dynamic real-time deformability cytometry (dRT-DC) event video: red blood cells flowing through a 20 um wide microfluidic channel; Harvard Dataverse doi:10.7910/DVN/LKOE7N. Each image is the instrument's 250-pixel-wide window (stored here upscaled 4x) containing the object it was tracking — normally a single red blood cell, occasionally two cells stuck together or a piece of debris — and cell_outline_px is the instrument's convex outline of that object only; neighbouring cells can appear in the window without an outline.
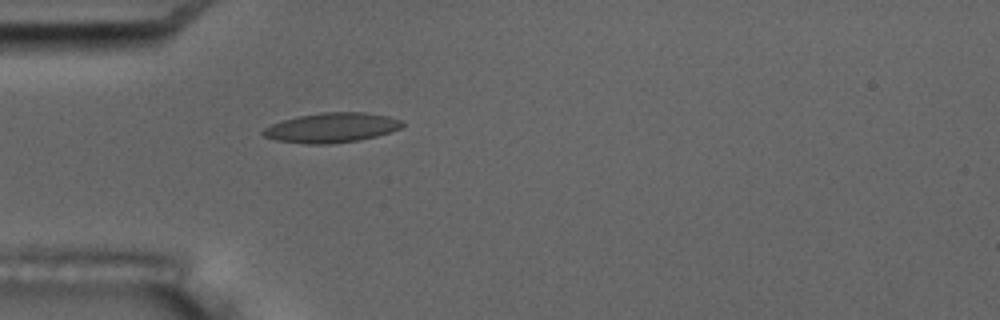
{"species": "common noctule bat (a hibernating species)", "species_latin": "Nyctalus noctula", "temperature_condition": "room temperature", "stored_images_in_passage": 5, "camera_frame_rate_fps": 3000, "um_per_image_px": 0.085, "animal": {"sex": "male", "body_mass_g": 17.5, "forearm_length_mm": 52.3}, "frame": {"image": 1, "passage_image": 5, "time_ms": 4.667, "image_size_px": [1000, 320], "cell_outline_px": [[404, 124], [400, 128], [376, 136], [356, 140], [332, 144], [308, 144], [276, 140], [264, 136], [260, 132], [264, 128], [272, 124], [284, 120], [300, 116], [320, 112], [364, 112], [388, 116], [400, 120]], "centroid_in_image_um": [28.16, 10.85], "position_along_channel_um": 56.8, "area_um2": 23.87}}